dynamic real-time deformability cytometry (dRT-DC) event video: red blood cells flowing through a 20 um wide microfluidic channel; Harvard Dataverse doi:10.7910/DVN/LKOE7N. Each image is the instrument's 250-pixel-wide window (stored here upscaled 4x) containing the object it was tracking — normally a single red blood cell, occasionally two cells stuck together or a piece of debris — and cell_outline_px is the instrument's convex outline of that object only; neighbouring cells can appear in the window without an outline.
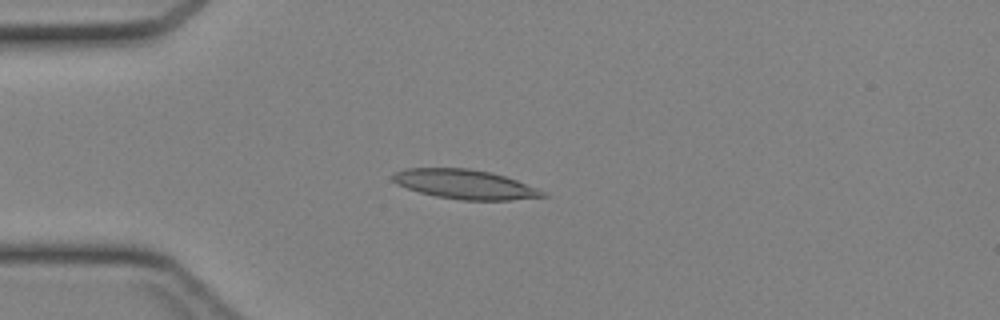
{"species": "Egyptian fruit bat (a non-hibernating species)", "species_latin": "Rousettus aegyptiacus", "temperature_condition": "cold", "stored_images_in_passage": 38, "camera_frame_rate_fps": 3000, "um_per_image_px": 0.085, "animal": {"sex": "female"}, "frame": {"image": 1, "passage_image": 6, "time_ms": 1.667, "image_size_px": [1000, 320], "cell_outline_px": [[548, 196], [508, 200], [460, 200], [436, 196], [420, 192], [396, 184], [392, 180], [392, 176], [396, 172], [404, 168], [468, 168], [492, 172], [516, 180], [536, 188], [544, 192]], "centroid_in_image_um": [39.49, 15.66], "position_along_channel_um": 45.5, "area_um2": 25.49}}
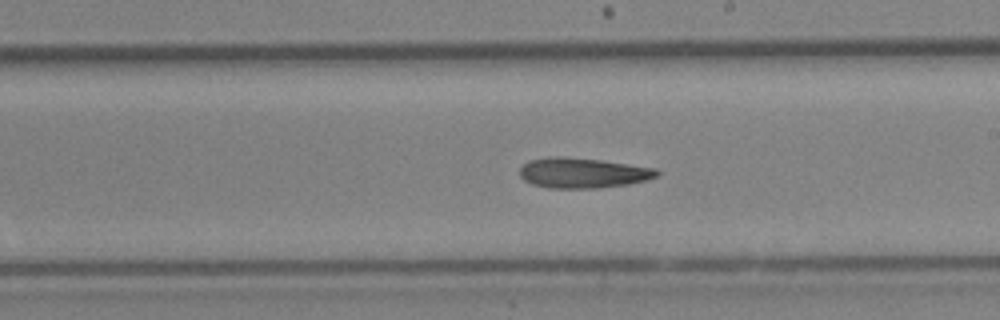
{"frame": {"image": 2, "passage_image": 20, "time_ms": 6.333, "image_size_px": [1000, 320], "cell_outline_px": [[660, 176], [628, 184], [600, 188], [548, 188], [532, 184], [524, 180], [520, 176], [520, 168], [528, 160], [552, 156], [564, 156], [600, 160], [656, 168], [660, 172]], "centroid_in_image_um": [49.53, 14.69], "position_along_channel_um": 239.5, "area_um2": 24.28}}
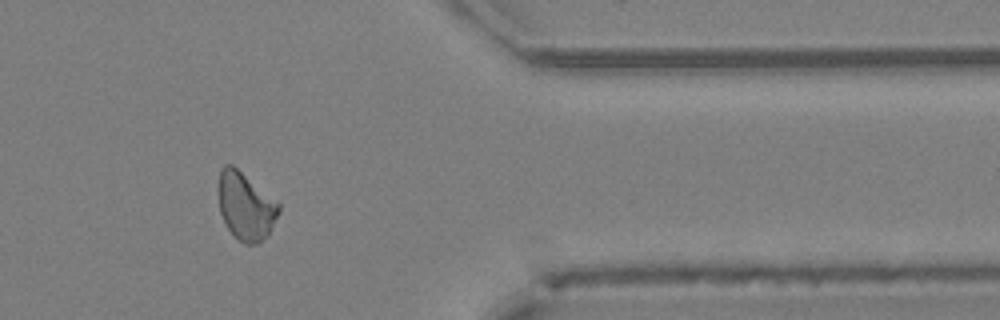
{"frame": {"image": 3, "passage_image": 31, "time_ms": 10.0, "image_size_px": [1000, 320], "cell_outline_px": [[280, 212], [268, 236], [256, 244], [244, 244], [228, 228], [220, 212], [220, 168], [224, 164], [232, 164], [280, 204]], "centroid_in_image_um": [20.91, 17.54], "position_along_channel_um": 390.5, "area_um2": 23.29}}